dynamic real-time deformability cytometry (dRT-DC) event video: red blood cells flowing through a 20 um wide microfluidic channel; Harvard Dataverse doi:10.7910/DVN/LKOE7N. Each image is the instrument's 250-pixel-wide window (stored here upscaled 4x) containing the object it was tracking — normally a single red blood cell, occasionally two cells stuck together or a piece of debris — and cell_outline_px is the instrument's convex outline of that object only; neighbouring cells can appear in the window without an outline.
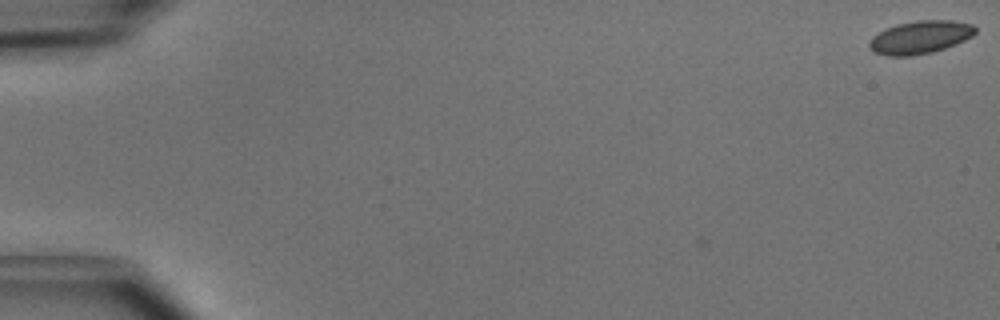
{"species": "common noctule bat (a hibernating species)", "species_latin": "Nyctalus noctula", "temperature_condition": "cold", "stored_images_in_passage": 3, "camera_frame_rate_fps": 3000, "um_per_image_px": 0.085, "animal": {"sex": "male", "body_mass_g": 15.6}, "frame": {"image": 1, "passage_image": 1, "time_ms": 0.0, "image_size_px": [1000, 320], "cell_outline_px": [[976, 32], [972, 36], [956, 44], [932, 52], [912, 56], [888, 56], [876, 52], [868, 48], [868, 44], [872, 36], [896, 24], [916, 20], [952, 20], [972, 24], [976, 28]], "centroid_in_image_um": [78.21, 3.16], "position_along_channel_um": 6.8, "area_um2": 20.35}}